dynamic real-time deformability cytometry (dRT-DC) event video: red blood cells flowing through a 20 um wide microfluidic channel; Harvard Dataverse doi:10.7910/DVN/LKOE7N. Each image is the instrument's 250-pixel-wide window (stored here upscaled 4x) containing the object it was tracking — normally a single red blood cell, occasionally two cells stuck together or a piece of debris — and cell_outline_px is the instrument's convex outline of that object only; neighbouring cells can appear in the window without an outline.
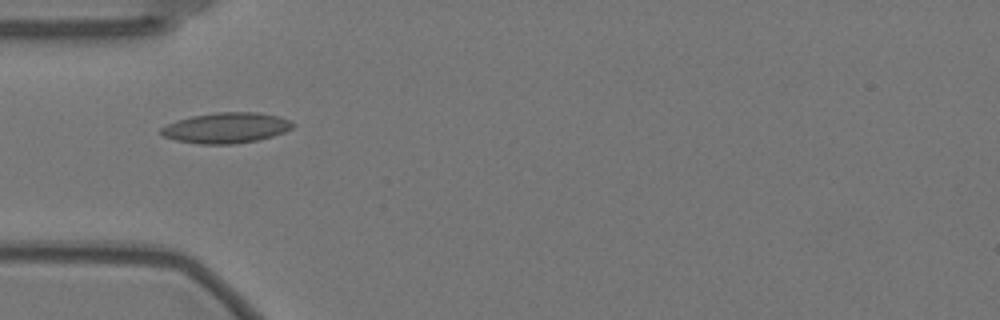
{"species": "Egyptian fruit bat (a non-hibernating species)", "species_latin": "Rousettus aegyptiacus", "temperature_condition": "warm", "stored_images_in_passage": 37, "camera_frame_rate_fps": 3000, "um_per_image_px": 0.085, "animal": {"sex": "female"}, "frame": {"image": 1, "passage_image": 1, "time_ms": 0.0, "image_size_px": [1000, 320], "cell_outline_px": [[296, 124], [292, 128], [284, 132], [272, 136], [256, 140], [232, 144], [200, 144], [176, 140], [164, 136], [160, 132], [160, 128], [176, 120], [192, 116], [216, 112], [256, 112], [280, 116]], "centroid_in_image_um": [19.23, 10.86], "position_along_channel_um": 65.8, "area_um2": 23.35}}
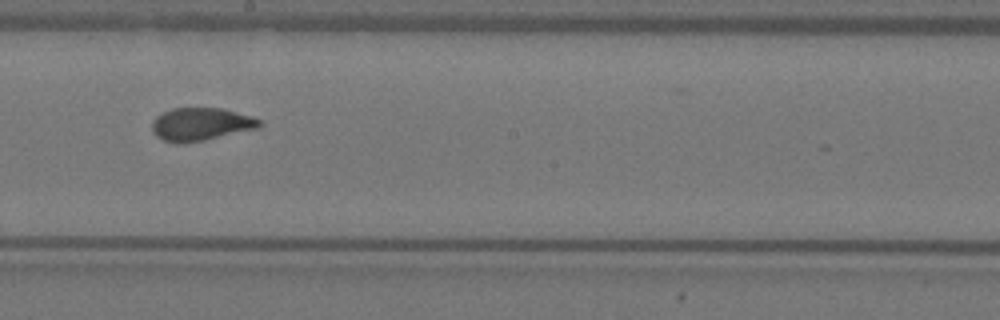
{"frame": {"image": 2, "passage_image": 15, "time_ms": 4.667, "image_size_px": [1000, 320], "cell_outline_px": [[264, 124], [256, 128], [204, 140], [180, 144], [176, 144], [164, 140], [156, 136], [152, 132], [152, 120], [160, 112], [172, 108], [220, 108], [252, 116], [260, 120]], "centroid_in_image_um": [17.01, 10.55], "position_along_channel_um": 231.2, "area_um2": 20.63}}
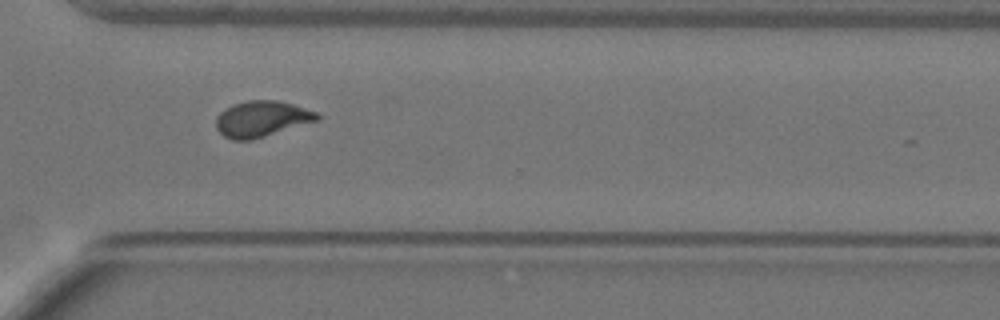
{"frame": {"image": 3, "passage_image": 25, "time_ms": 8.0, "image_size_px": [1000, 320], "cell_outline_px": [[320, 120], [252, 140], [232, 140], [224, 136], [216, 128], [216, 116], [224, 108], [232, 104], [248, 100], [276, 100], [292, 104], [316, 112], [320, 116]], "centroid_in_image_um": [22.22, 10.1], "position_along_channel_um": 348.4, "area_um2": 21.27}, "authors_computed_cell_mechanics": {"area_um2": 20.6346, "velocity_mm_per_s": 3.5309, "shape_relaxation_time_tau1_ms": 6.4474, "shape_relaxation_time_tau2_ms": 0.7869, "deformation_change_tau1": 0.187, "deformation_change_tau2": 0.0671}}